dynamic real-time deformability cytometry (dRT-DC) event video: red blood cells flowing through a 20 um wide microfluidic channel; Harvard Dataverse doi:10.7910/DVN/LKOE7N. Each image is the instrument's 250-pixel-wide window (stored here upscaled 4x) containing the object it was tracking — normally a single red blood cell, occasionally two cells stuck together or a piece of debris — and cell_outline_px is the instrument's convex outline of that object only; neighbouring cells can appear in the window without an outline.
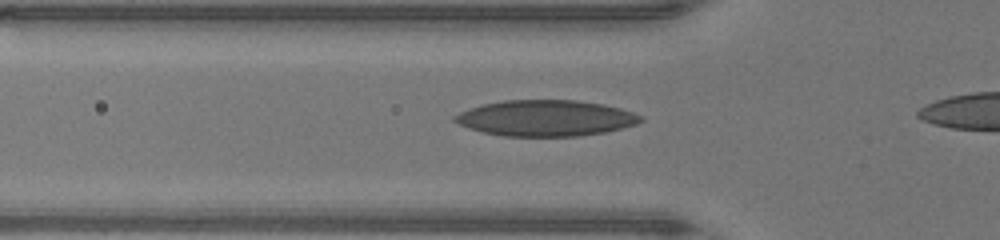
{"species": "human", "species_latin": "Homo sapiens", "temperature_condition": "warm", "stored_images_in_passage": 15, "camera_frame_rate_fps": 3000, "um_per_image_px": 0.085, "donor": {"sex": "male"}, "frame": {"image": 1, "passage_image": 10, "time_ms": 3.0, "image_size_px": [1000, 240], "cell_outline_px": [[644, 120], [636, 124], [604, 132], [576, 136], [504, 136], [484, 132], [468, 128], [452, 120], [452, 116], [460, 112], [480, 104], [504, 100], [576, 100], [604, 104], [620, 108], [644, 116]], "centroid_in_image_um": [46.37, 10.03], "position_along_channel_um": 79.4, "area_um2": 39.02}}
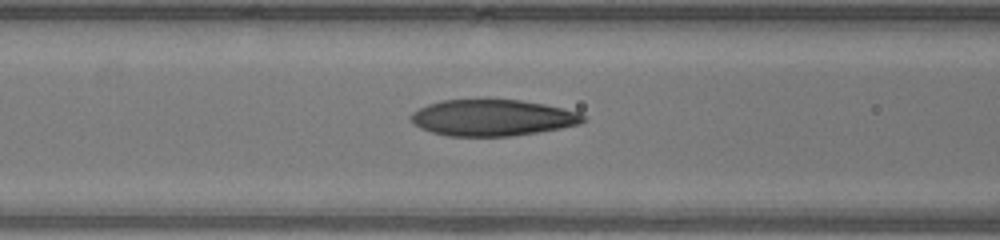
{"frame": {"image": 2, "passage_image": 13, "time_ms": 4.0, "image_size_px": [1000, 240], "cell_outline_px": [[588, 120], [580, 124], [560, 128], [512, 136], [448, 136], [432, 132], [420, 128], [412, 124], [408, 120], [408, 116], [412, 112], [428, 104], [440, 100], [520, 100], [544, 104], [564, 108], [580, 112]], "centroid_in_image_um": [41.84, 10.01], "position_along_channel_um": 124.8, "area_um2": 36.65}}